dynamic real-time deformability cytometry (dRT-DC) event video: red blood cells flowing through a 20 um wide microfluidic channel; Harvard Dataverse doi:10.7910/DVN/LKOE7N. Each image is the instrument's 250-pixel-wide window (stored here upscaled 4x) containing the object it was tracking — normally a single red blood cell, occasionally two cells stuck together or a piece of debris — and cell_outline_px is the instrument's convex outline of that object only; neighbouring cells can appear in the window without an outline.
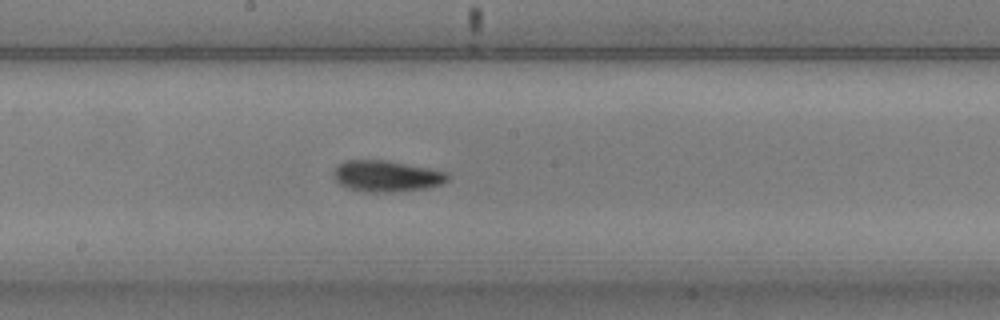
{"species": "common noctule bat (a hibernating species)", "species_latin": "Nyctalus noctula", "temperature_condition": "warm", "stored_images_in_passage": 41, "camera_frame_rate_fps": 3000, "um_per_image_px": 0.085, "animal": {"sex": "male", "body_mass_g": 20.5, "forearm_length_mm": 52.5}, "frame": {"image": 1, "passage_image": 16, "time_ms": 5.0, "image_size_px": [1000, 320], "cell_outline_px": [[448, 180], [444, 184], [424, 188], [388, 192], [368, 192], [348, 188], [340, 184], [336, 180], [332, 172], [344, 160], [384, 160], [428, 168], [448, 172]], "centroid_in_image_um": [32.85, 14.97], "position_along_channel_um": 215.3, "area_um2": 20.52}}
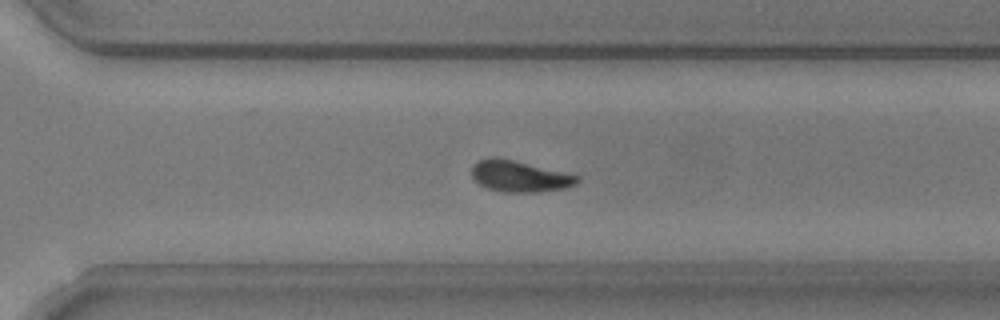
{"frame": {"image": 2, "passage_image": 25, "time_ms": 8.0, "image_size_px": [1000, 320], "cell_outline_px": [[580, 180], [576, 184], [564, 188], [536, 192], [504, 192], [488, 188], [480, 184], [472, 176], [472, 164], [480, 160], [492, 156], [496, 156], [580, 176]], "centroid_in_image_um": [44.15, 14.98], "position_along_channel_um": 326.5, "area_um2": 19.02}}
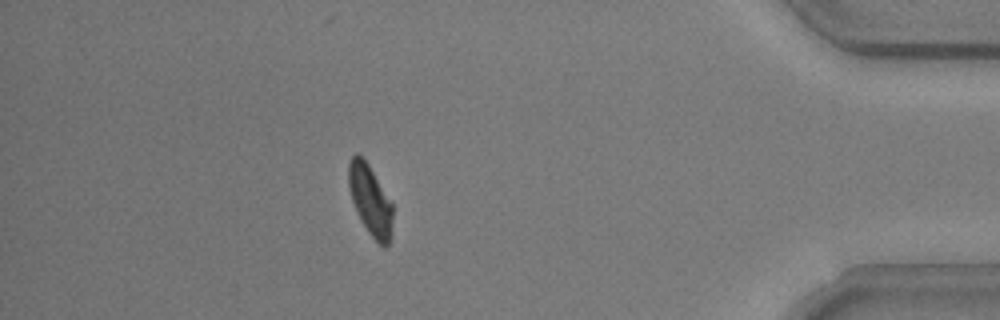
{"frame": {"image": 3, "passage_image": 35, "time_ms": 11.333, "image_size_px": [1000, 320], "cell_outline_px": [[392, 236], [388, 244], [384, 248], [368, 232], [356, 212], [348, 188], [348, 164], [352, 156], [356, 152], [368, 164], [392, 204]], "centroid_in_image_um": [31.46, 17.03], "position_along_channel_um": 403.7, "area_um2": 17.92}, "authors_computed_cell_mechanics": {"area_um2": 19.4786, "velocity_mm_per_s": 3.7222, "shape_relaxation_time_tau1_ms": 2.8245, "shape_relaxation_time_tau2_ms": 2.7561, "deformation_change_tau1": 0.1404, "deformation_change_tau2": 0.0765}}